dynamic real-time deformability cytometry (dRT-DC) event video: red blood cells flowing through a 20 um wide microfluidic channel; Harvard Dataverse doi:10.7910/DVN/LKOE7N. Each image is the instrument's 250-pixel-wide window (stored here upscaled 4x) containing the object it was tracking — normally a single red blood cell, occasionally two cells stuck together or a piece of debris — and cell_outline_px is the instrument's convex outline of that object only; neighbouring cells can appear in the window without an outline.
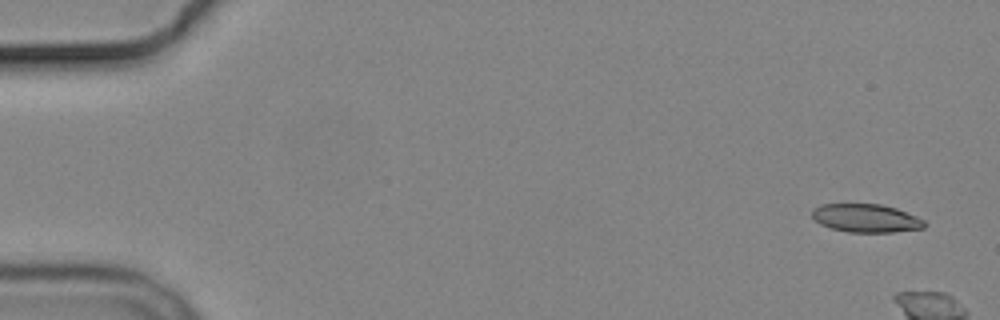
{"species": "common noctule bat (a hibernating species)", "species_latin": "Nyctalus noctula", "temperature_condition": "cold", "stored_images_in_passage": 6, "camera_frame_rate_fps": 3000, "um_per_image_px": 0.085, "animal": {"sex": "male", "body_mass_g": 19.2, "forearm_length_mm": 51.8}, "frame": {"image": 1, "passage_image": 1, "time_ms": 0.0, "image_size_px": [1000, 320], "cell_outline_px": [[928, 224], [924, 228], [892, 232], [848, 232], [832, 228], [820, 224], [812, 216], [812, 208], [820, 204], [880, 204], [896, 208], [916, 216], [924, 220]], "centroid_in_image_um": [73.62, 18.54], "position_along_channel_um": 11.4, "area_um2": 18.55}}
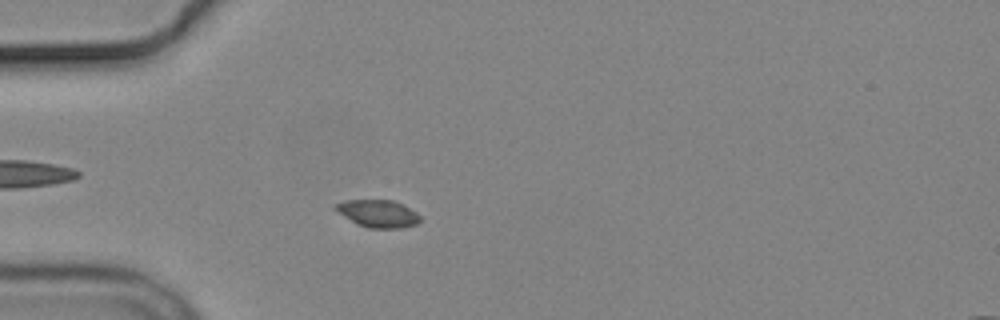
{"frame": {"image": 2, "passage_image": 6, "time_ms": 5.667, "image_size_px": [1000, 320], "cell_outline_px": [[420, 220], [416, 224], [400, 228], [368, 228], [352, 220], [332, 208], [336, 204], [344, 200], [392, 200], [416, 212], [420, 216]], "centroid_in_image_um": [32.13, 18.15], "position_along_channel_um": 52.9, "area_um2": 13.18}}